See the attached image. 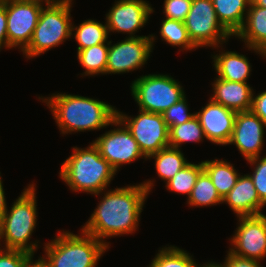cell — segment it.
<instances>
[{
  "instance_id": "25",
  "label": "cell",
  "mask_w": 266,
  "mask_h": 267,
  "mask_svg": "<svg viewBox=\"0 0 266 267\" xmlns=\"http://www.w3.org/2000/svg\"><path fill=\"white\" fill-rule=\"evenodd\" d=\"M109 43H101L77 51L79 64L85 71L82 76H96L106 74Z\"/></svg>"
},
{
  "instance_id": "4",
  "label": "cell",
  "mask_w": 266,
  "mask_h": 267,
  "mask_svg": "<svg viewBox=\"0 0 266 267\" xmlns=\"http://www.w3.org/2000/svg\"><path fill=\"white\" fill-rule=\"evenodd\" d=\"M36 190V184H28L0 218V242H3V249L19 250L34 256L40 248L39 240L30 241L37 226Z\"/></svg>"
},
{
  "instance_id": "40",
  "label": "cell",
  "mask_w": 266,
  "mask_h": 267,
  "mask_svg": "<svg viewBox=\"0 0 266 267\" xmlns=\"http://www.w3.org/2000/svg\"><path fill=\"white\" fill-rule=\"evenodd\" d=\"M26 267H47L41 259L38 257V259L34 260L32 259Z\"/></svg>"
},
{
  "instance_id": "24",
  "label": "cell",
  "mask_w": 266,
  "mask_h": 267,
  "mask_svg": "<svg viewBox=\"0 0 266 267\" xmlns=\"http://www.w3.org/2000/svg\"><path fill=\"white\" fill-rule=\"evenodd\" d=\"M71 37H74L78 44L77 51L98 45L101 43H109L108 27L100 21L94 19L84 20L81 24L72 25Z\"/></svg>"
},
{
  "instance_id": "15",
  "label": "cell",
  "mask_w": 266,
  "mask_h": 267,
  "mask_svg": "<svg viewBox=\"0 0 266 267\" xmlns=\"http://www.w3.org/2000/svg\"><path fill=\"white\" fill-rule=\"evenodd\" d=\"M265 123L252 111L237 112L228 145H235L248 160L260 156L264 147Z\"/></svg>"
},
{
  "instance_id": "9",
  "label": "cell",
  "mask_w": 266,
  "mask_h": 267,
  "mask_svg": "<svg viewBox=\"0 0 266 267\" xmlns=\"http://www.w3.org/2000/svg\"><path fill=\"white\" fill-rule=\"evenodd\" d=\"M135 117L117 110V118L131 132L146 158L169 145V127L163 115L147 111H138Z\"/></svg>"
},
{
  "instance_id": "33",
  "label": "cell",
  "mask_w": 266,
  "mask_h": 267,
  "mask_svg": "<svg viewBox=\"0 0 266 267\" xmlns=\"http://www.w3.org/2000/svg\"><path fill=\"white\" fill-rule=\"evenodd\" d=\"M193 0H164L165 18L184 22L191 9Z\"/></svg>"
},
{
  "instance_id": "11",
  "label": "cell",
  "mask_w": 266,
  "mask_h": 267,
  "mask_svg": "<svg viewBox=\"0 0 266 267\" xmlns=\"http://www.w3.org/2000/svg\"><path fill=\"white\" fill-rule=\"evenodd\" d=\"M156 36L127 37L112 45L109 41L106 75L125 74L141 69L153 52Z\"/></svg>"
},
{
  "instance_id": "28",
  "label": "cell",
  "mask_w": 266,
  "mask_h": 267,
  "mask_svg": "<svg viewBox=\"0 0 266 267\" xmlns=\"http://www.w3.org/2000/svg\"><path fill=\"white\" fill-rule=\"evenodd\" d=\"M168 246V247H167ZM160 248L158 253L152 259L149 267H200L201 264H197L193 255H190L187 251L174 246L167 245Z\"/></svg>"
},
{
  "instance_id": "17",
  "label": "cell",
  "mask_w": 266,
  "mask_h": 267,
  "mask_svg": "<svg viewBox=\"0 0 266 267\" xmlns=\"http://www.w3.org/2000/svg\"><path fill=\"white\" fill-rule=\"evenodd\" d=\"M210 99L235 112L251 111L253 90L249 83L224 80L215 77Z\"/></svg>"
},
{
  "instance_id": "34",
  "label": "cell",
  "mask_w": 266,
  "mask_h": 267,
  "mask_svg": "<svg viewBox=\"0 0 266 267\" xmlns=\"http://www.w3.org/2000/svg\"><path fill=\"white\" fill-rule=\"evenodd\" d=\"M33 258L23 251L0 248V267H26Z\"/></svg>"
},
{
  "instance_id": "8",
  "label": "cell",
  "mask_w": 266,
  "mask_h": 267,
  "mask_svg": "<svg viewBox=\"0 0 266 267\" xmlns=\"http://www.w3.org/2000/svg\"><path fill=\"white\" fill-rule=\"evenodd\" d=\"M188 35L197 48L220 46L231 34L218 21L211 0H193L184 21Z\"/></svg>"
},
{
  "instance_id": "16",
  "label": "cell",
  "mask_w": 266,
  "mask_h": 267,
  "mask_svg": "<svg viewBox=\"0 0 266 267\" xmlns=\"http://www.w3.org/2000/svg\"><path fill=\"white\" fill-rule=\"evenodd\" d=\"M195 113L206 140L227 146L233 133L237 112L209 99L208 103Z\"/></svg>"
},
{
  "instance_id": "27",
  "label": "cell",
  "mask_w": 266,
  "mask_h": 267,
  "mask_svg": "<svg viewBox=\"0 0 266 267\" xmlns=\"http://www.w3.org/2000/svg\"><path fill=\"white\" fill-rule=\"evenodd\" d=\"M159 32L162 41L179 47V52L197 49L188 35L184 22L164 18Z\"/></svg>"
},
{
  "instance_id": "22",
  "label": "cell",
  "mask_w": 266,
  "mask_h": 267,
  "mask_svg": "<svg viewBox=\"0 0 266 267\" xmlns=\"http://www.w3.org/2000/svg\"><path fill=\"white\" fill-rule=\"evenodd\" d=\"M202 163L203 170L208 174L213 185L216 187L217 193L223 199L236 185L240 173L234 168V164L225 159L218 160L216 158L214 160L202 161Z\"/></svg>"
},
{
  "instance_id": "18",
  "label": "cell",
  "mask_w": 266,
  "mask_h": 267,
  "mask_svg": "<svg viewBox=\"0 0 266 267\" xmlns=\"http://www.w3.org/2000/svg\"><path fill=\"white\" fill-rule=\"evenodd\" d=\"M222 203H226L237 217L263 214L261 211L265 208L249 174H240L236 185L223 197Z\"/></svg>"
},
{
  "instance_id": "6",
  "label": "cell",
  "mask_w": 266,
  "mask_h": 267,
  "mask_svg": "<svg viewBox=\"0 0 266 267\" xmlns=\"http://www.w3.org/2000/svg\"><path fill=\"white\" fill-rule=\"evenodd\" d=\"M72 1L66 0L42 7L32 39L22 51L25 58L38 57L71 38L72 25H74L71 21Z\"/></svg>"
},
{
  "instance_id": "31",
  "label": "cell",
  "mask_w": 266,
  "mask_h": 267,
  "mask_svg": "<svg viewBox=\"0 0 266 267\" xmlns=\"http://www.w3.org/2000/svg\"><path fill=\"white\" fill-rule=\"evenodd\" d=\"M246 161L250 167L253 166V172L249 175L253 180L260 201L266 206V155L253 157Z\"/></svg>"
},
{
  "instance_id": "21",
  "label": "cell",
  "mask_w": 266,
  "mask_h": 267,
  "mask_svg": "<svg viewBox=\"0 0 266 267\" xmlns=\"http://www.w3.org/2000/svg\"><path fill=\"white\" fill-rule=\"evenodd\" d=\"M218 21L234 37L243 27L251 0H211Z\"/></svg>"
},
{
  "instance_id": "7",
  "label": "cell",
  "mask_w": 266,
  "mask_h": 267,
  "mask_svg": "<svg viewBox=\"0 0 266 267\" xmlns=\"http://www.w3.org/2000/svg\"><path fill=\"white\" fill-rule=\"evenodd\" d=\"M131 95L139 110L163 114L186 94L182 84L169 74H148L132 81Z\"/></svg>"
},
{
  "instance_id": "30",
  "label": "cell",
  "mask_w": 266,
  "mask_h": 267,
  "mask_svg": "<svg viewBox=\"0 0 266 267\" xmlns=\"http://www.w3.org/2000/svg\"><path fill=\"white\" fill-rule=\"evenodd\" d=\"M203 171V163L198 164L190 162L182 170L174 175L165 187L169 192L186 194L190 196L199 174Z\"/></svg>"
},
{
  "instance_id": "38",
  "label": "cell",
  "mask_w": 266,
  "mask_h": 267,
  "mask_svg": "<svg viewBox=\"0 0 266 267\" xmlns=\"http://www.w3.org/2000/svg\"><path fill=\"white\" fill-rule=\"evenodd\" d=\"M5 195V189L3 187V181L0 172V218L4 215L8 208Z\"/></svg>"
},
{
  "instance_id": "5",
  "label": "cell",
  "mask_w": 266,
  "mask_h": 267,
  "mask_svg": "<svg viewBox=\"0 0 266 267\" xmlns=\"http://www.w3.org/2000/svg\"><path fill=\"white\" fill-rule=\"evenodd\" d=\"M80 234L59 231L39 258L47 267H96L109 247L82 230Z\"/></svg>"
},
{
  "instance_id": "29",
  "label": "cell",
  "mask_w": 266,
  "mask_h": 267,
  "mask_svg": "<svg viewBox=\"0 0 266 267\" xmlns=\"http://www.w3.org/2000/svg\"><path fill=\"white\" fill-rule=\"evenodd\" d=\"M206 139L203 128L196 115L187 122L169 128V145L174 148L182 149L184 143H199Z\"/></svg>"
},
{
  "instance_id": "2",
  "label": "cell",
  "mask_w": 266,
  "mask_h": 267,
  "mask_svg": "<svg viewBox=\"0 0 266 267\" xmlns=\"http://www.w3.org/2000/svg\"><path fill=\"white\" fill-rule=\"evenodd\" d=\"M38 99L50 109L62 135L107 128L117 118V109L98 99L53 93Z\"/></svg>"
},
{
  "instance_id": "19",
  "label": "cell",
  "mask_w": 266,
  "mask_h": 267,
  "mask_svg": "<svg viewBox=\"0 0 266 267\" xmlns=\"http://www.w3.org/2000/svg\"><path fill=\"white\" fill-rule=\"evenodd\" d=\"M245 48L266 58V8L250 3L243 27L234 36Z\"/></svg>"
},
{
  "instance_id": "39",
  "label": "cell",
  "mask_w": 266,
  "mask_h": 267,
  "mask_svg": "<svg viewBox=\"0 0 266 267\" xmlns=\"http://www.w3.org/2000/svg\"><path fill=\"white\" fill-rule=\"evenodd\" d=\"M16 2H27V3H38L41 5H51V4H56L60 2H64L66 0H13ZM45 2V3H44Z\"/></svg>"
},
{
  "instance_id": "41",
  "label": "cell",
  "mask_w": 266,
  "mask_h": 267,
  "mask_svg": "<svg viewBox=\"0 0 266 267\" xmlns=\"http://www.w3.org/2000/svg\"><path fill=\"white\" fill-rule=\"evenodd\" d=\"M251 3L266 8V0H251Z\"/></svg>"
},
{
  "instance_id": "32",
  "label": "cell",
  "mask_w": 266,
  "mask_h": 267,
  "mask_svg": "<svg viewBox=\"0 0 266 267\" xmlns=\"http://www.w3.org/2000/svg\"><path fill=\"white\" fill-rule=\"evenodd\" d=\"M186 98L187 97L185 95L162 114L165 124L169 128L172 126L181 125L196 115L195 112L189 113V107Z\"/></svg>"
},
{
  "instance_id": "36",
  "label": "cell",
  "mask_w": 266,
  "mask_h": 267,
  "mask_svg": "<svg viewBox=\"0 0 266 267\" xmlns=\"http://www.w3.org/2000/svg\"><path fill=\"white\" fill-rule=\"evenodd\" d=\"M251 111L257 115L266 125V90L257 95L253 92Z\"/></svg>"
},
{
  "instance_id": "42",
  "label": "cell",
  "mask_w": 266,
  "mask_h": 267,
  "mask_svg": "<svg viewBox=\"0 0 266 267\" xmlns=\"http://www.w3.org/2000/svg\"><path fill=\"white\" fill-rule=\"evenodd\" d=\"M200 267H220L217 263L211 261L202 264Z\"/></svg>"
},
{
  "instance_id": "26",
  "label": "cell",
  "mask_w": 266,
  "mask_h": 267,
  "mask_svg": "<svg viewBox=\"0 0 266 267\" xmlns=\"http://www.w3.org/2000/svg\"><path fill=\"white\" fill-rule=\"evenodd\" d=\"M187 203L190 207H207L222 204V198L204 170L199 174L192 192L187 198Z\"/></svg>"
},
{
  "instance_id": "37",
  "label": "cell",
  "mask_w": 266,
  "mask_h": 267,
  "mask_svg": "<svg viewBox=\"0 0 266 267\" xmlns=\"http://www.w3.org/2000/svg\"><path fill=\"white\" fill-rule=\"evenodd\" d=\"M8 49L6 0H0V52Z\"/></svg>"
},
{
  "instance_id": "12",
  "label": "cell",
  "mask_w": 266,
  "mask_h": 267,
  "mask_svg": "<svg viewBox=\"0 0 266 267\" xmlns=\"http://www.w3.org/2000/svg\"><path fill=\"white\" fill-rule=\"evenodd\" d=\"M237 218V228L229 239V251L234 255L261 262L266 258V215Z\"/></svg>"
},
{
  "instance_id": "23",
  "label": "cell",
  "mask_w": 266,
  "mask_h": 267,
  "mask_svg": "<svg viewBox=\"0 0 266 267\" xmlns=\"http://www.w3.org/2000/svg\"><path fill=\"white\" fill-rule=\"evenodd\" d=\"M154 158L155 169L158 177L165 183L174 177L176 173L182 170L190 162L184 157L181 149L171 146L165 147L147 158Z\"/></svg>"
},
{
  "instance_id": "1",
  "label": "cell",
  "mask_w": 266,
  "mask_h": 267,
  "mask_svg": "<svg viewBox=\"0 0 266 267\" xmlns=\"http://www.w3.org/2000/svg\"><path fill=\"white\" fill-rule=\"evenodd\" d=\"M154 185V180L148 179L140 184L106 189L94 194L100 195V201L80 230L94 236L109 248L110 242H106V239L132 235L138 229L141 212Z\"/></svg>"
},
{
  "instance_id": "35",
  "label": "cell",
  "mask_w": 266,
  "mask_h": 267,
  "mask_svg": "<svg viewBox=\"0 0 266 267\" xmlns=\"http://www.w3.org/2000/svg\"><path fill=\"white\" fill-rule=\"evenodd\" d=\"M223 263L216 262L220 267H263L260 261L234 255L229 250Z\"/></svg>"
},
{
  "instance_id": "13",
  "label": "cell",
  "mask_w": 266,
  "mask_h": 267,
  "mask_svg": "<svg viewBox=\"0 0 266 267\" xmlns=\"http://www.w3.org/2000/svg\"><path fill=\"white\" fill-rule=\"evenodd\" d=\"M38 3L6 0L8 49L23 51L30 43L42 7Z\"/></svg>"
},
{
  "instance_id": "3",
  "label": "cell",
  "mask_w": 266,
  "mask_h": 267,
  "mask_svg": "<svg viewBox=\"0 0 266 267\" xmlns=\"http://www.w3.org/2000/svg\"><path fill=\"white\" fill-rule=\"evenodd\" d=\"M72 150V155L61 165V180L75 193L94 195L106 190L117 172L100 155L93 142L86 148L76 146Z\"/></svg>"
},
{
  "instance_id": "10",
  "label": "cell",
  "mask_w": 266,
  "mask_h": 267,
  "mask_svg": "<svg viewBox=\"0 0 266 267\" xmlns=\"http://www.w3.org/2000/svg\"><path fill=\"white\" fill-rule=\"evenodd\" d=\"M112 126L116 128L106 131L92 142L113 169L118 172L123 165L140 158L146 161L147 158L126 126L118 118L111 123Z\"/></svg>"
},
{
  "instance_id": "14",
  "label": "cell",
  "mask_w": 266,
  "mask_h": 267,
  "mask_svg": "<svg viewBox=\"0 0 266 267\" xmlns=\"http://www.w3.org/2000/svg\"><path fill=\"white\" fill-rule=\"evenodd\" d=\"M146 0H115L106 13L105 23L109 33L128 34V37H147L134 35L143 28L150 18L154 8Z\"/></svg>"
},
{
  "instance_id": "20",
  "label": "cell",
  "mask_w": 266,
  "mask_h": 267,
  "mask_svg": "<svg viewBox=\"0 0 266 267\" xmlns=\"http://www.w3.org/2000/svg\"><path fill=\"white\" fill-rule=\"evenodd\" d=\"M222 45L216 46L214 49L221 47V51L211 56L216 76L224 80L248 83L252 71L249 59L236 51L224 50Z\"/></svg>"
}]
</instances>
